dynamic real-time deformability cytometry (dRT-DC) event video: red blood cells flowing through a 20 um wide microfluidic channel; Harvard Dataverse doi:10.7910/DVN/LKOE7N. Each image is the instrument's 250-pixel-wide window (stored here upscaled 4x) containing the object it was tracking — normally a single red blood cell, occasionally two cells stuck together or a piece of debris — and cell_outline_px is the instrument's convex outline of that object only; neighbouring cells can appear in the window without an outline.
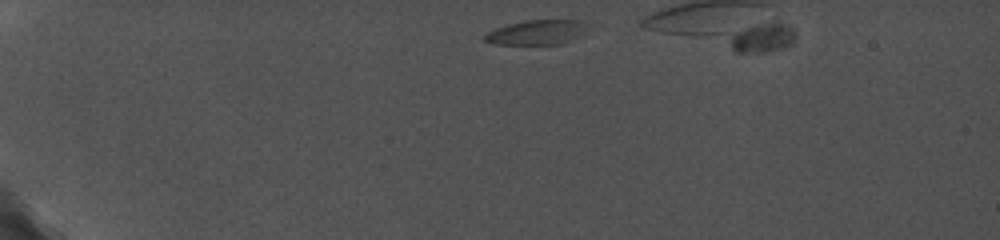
{"species": "common noctule bat (a hibernating species)", "species_latin": "Nyctalus noctula", "temperature_condition": "cold", "stored_images_in_passage": 3, "camera_frame_rate_fps": 5000, "um_per_image_px": 0.085, "animal": {"sex": "female", "body_mass_g": 19.0, "forearm_length_mm": 56.7}, "frame": {"image": 1, "passage_image": 2, "time_ms": 0.2, "image_size_px": [1000, 240], "cell_outline_px": [[592, 20], [588, 28], [568, 40], [560, 44], [496, 44], [484, 40], [484, 36], [488, 32], [496, 28], [508, 24], [524, 20]], "centroid_in_image_um": [45.66, 2.72], "position_along_channel_um": 39.3, "area_um2": 14.68}}